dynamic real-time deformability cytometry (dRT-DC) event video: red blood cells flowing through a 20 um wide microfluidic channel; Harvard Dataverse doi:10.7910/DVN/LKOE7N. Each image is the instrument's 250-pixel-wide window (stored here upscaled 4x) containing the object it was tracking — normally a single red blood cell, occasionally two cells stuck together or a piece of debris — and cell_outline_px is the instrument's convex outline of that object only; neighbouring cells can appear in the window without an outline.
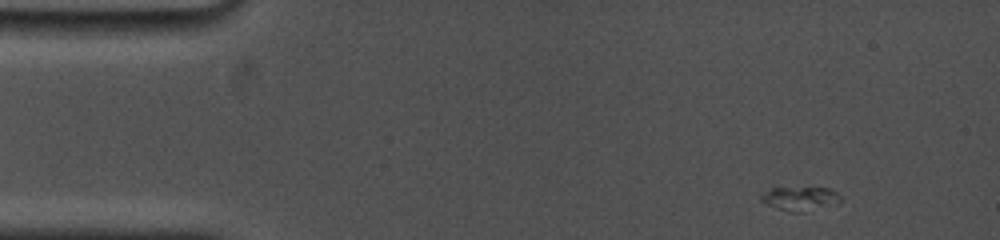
{"species": "common noctule bat (a hibernating species)", "species_latin": "Nyctalus noctula", "temperature_condition": "cold", "stored_images_in_passage": 95, "camera_frame_rate_fps": 5000, "um_per_image_px": 0.085, "animal": {"sex": "female", "body_mass_g": 19.0, "forearm_length_mm": 53.3}, "frame": {"image": 1, "passage_image": 1, "time_ms": 0.0, "image_size_px": [1000, 240], "cell_outline_px": [[840, 204], [804, 212], [788, 212], [776, 208], [760, 200], [760, 196], [772, 188], [828, 188], [836, 192], [840, 196]], "centroid_in_image_um": [68.05, 16.9], "position_along_channel_um": 16.9, "area_um2": 11.1}}
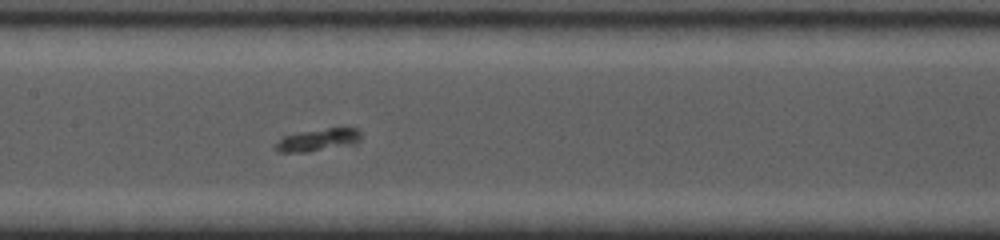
{"frame": {"image": 2, "passage_image": 49, "time_ms": 6.8, "image_size_px": [1000, 240], "cell_outline_px": [[360, 140], [356, 144], [308, 152], [276, 152], [272, 148], [272, 144], [280, 136], [328, 128], [356, 128], [360, 132]], "centroid_in_image_um": [26.94, 11.91], "position_along_channel_um": 180.5, "area_um2": 11.39}}
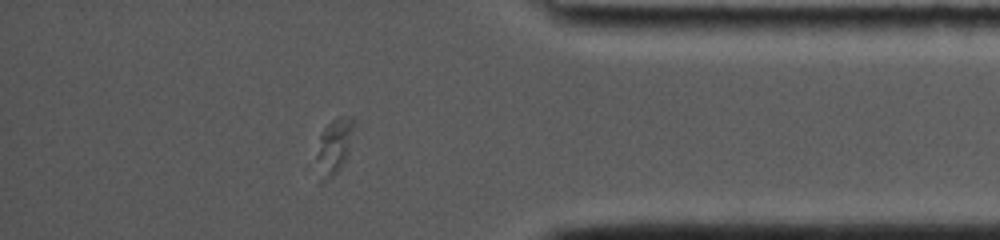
{"frame": {"image": 3, "passage_image": 84, "time_ms": 13.2, "image_size_px": [1000, 240], "cell_outline_px": [[356, 124], [348, 152], [340, 168], [332, 176], [320, 184], [316, 156], [320, 132], [332, 120], [340, 116], [352, 116], [356, 120]], "centroid_in_image_um": [28.41, 12.39], "position_along_channel_um": 406.8, "area_um2": 12.31}}